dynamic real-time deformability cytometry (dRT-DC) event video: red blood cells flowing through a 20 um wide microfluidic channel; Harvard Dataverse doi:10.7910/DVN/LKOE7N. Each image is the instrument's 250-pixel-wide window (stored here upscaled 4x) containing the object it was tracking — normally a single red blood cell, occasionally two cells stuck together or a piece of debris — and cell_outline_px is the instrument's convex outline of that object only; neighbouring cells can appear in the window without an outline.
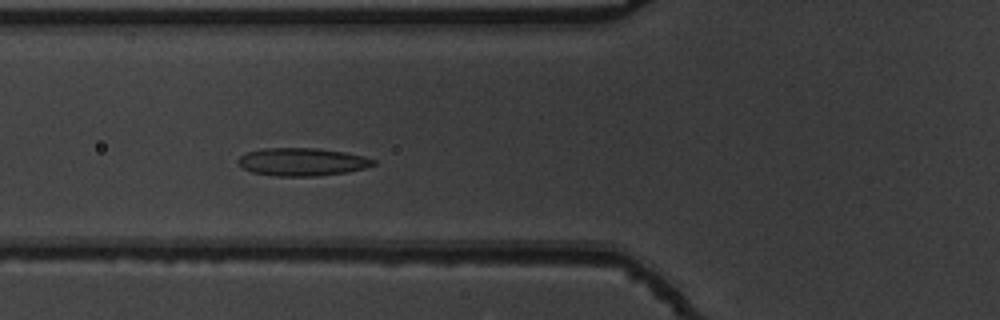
{"species": "common noctule bat (a hibernating species)", "species_latin": "Nyctalus noctula", "temperature_condition": "warm", "stored_images_in_passage": 39, "camera_frame_rate_fps": 3000, "um_per_image_px": 0.085, "animal": {"sex": "male", "body_mass_g": 19.5, "forearm_length_mm": 54.6}, "frame": {"image": 1, "passage_image": 5, "time_ms": 1.333, "image_size_px": [1000, 320], "cell_outline_px": [[376, 164], [364, 168], [348, 172], [316, 176], [276, 176], [252, 172], [244, 168], [236, 160], [240, 156], [248, 152], [264, 148], [316, 148], [344, 152], [364, 156], [376, 160]], "centroid_in_image_um": [25.7, 13.76], "position_along_channel_um": 100.1, "area_um2": 21.91}}
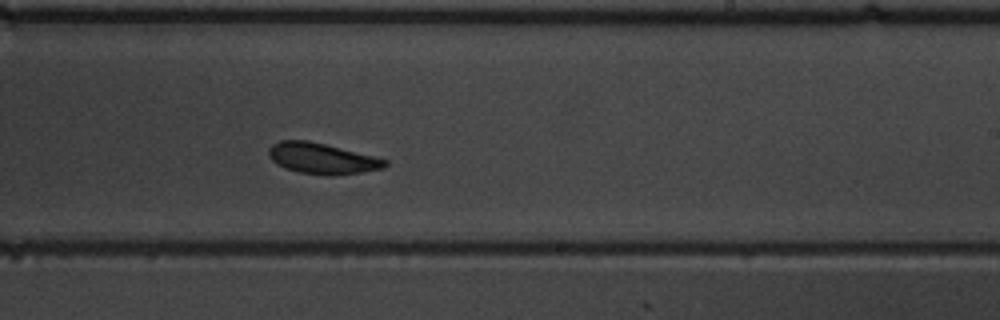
{"frame": {"image": 2, "passage_image": 18, "time_ms": 5.667, "image_size_px": [1000, 320], "cell_outline_px": [[388, 164], [384, 168], [360, 172], [332, 176], [324, 176], [300, 172], [284, 168], [276, 164], [268, 156], [268, 148], [272, 144], [280, 140], [308, 140], [376, 156], [388, 160]], "centroid_in_image_um": [27.36, 13.47], "position_along_channel_um": 261.6, "area_um2": 21.15}}
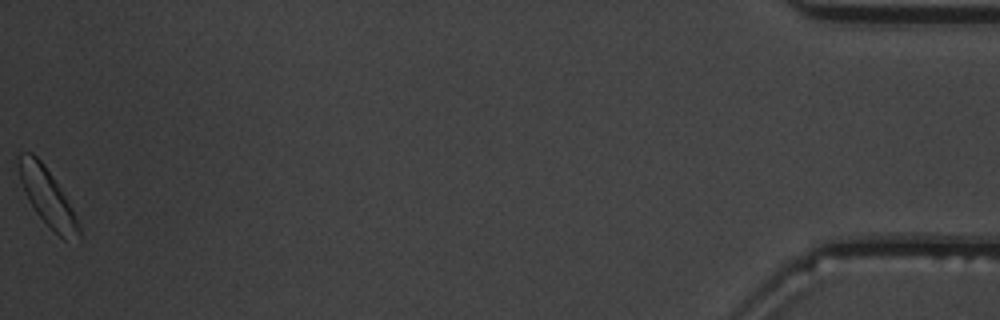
{"frame": {"image": 3, "passage_image": 39, "time_ms": 12.667, "image_size_px": [1000, 320], "cell_outline_px": [[80, 236], [64, 240], [36, 212], [28, 200], [24, 192], [20, 180], [16, 156], [20, 152], [32, 152], [44, 164], [60, 188], [72, 208], [80, 224]], "centroid_in_image_um": [3.99, 16.68], "position_along_channel_um": 431.2, "area_um2": 19.71}, "authors_computed_cell_mechanics": {"area_um2": 20.6924, "velocity_mm_per_s": 3.733, "shape_relaxation_time_tau1_ms": 2.1494, "shape_relaxation_time_tau2_ms": 6.8976, "deformation_change_tau1": 0.0981, "deformation_change_tau2": 0.1368}}